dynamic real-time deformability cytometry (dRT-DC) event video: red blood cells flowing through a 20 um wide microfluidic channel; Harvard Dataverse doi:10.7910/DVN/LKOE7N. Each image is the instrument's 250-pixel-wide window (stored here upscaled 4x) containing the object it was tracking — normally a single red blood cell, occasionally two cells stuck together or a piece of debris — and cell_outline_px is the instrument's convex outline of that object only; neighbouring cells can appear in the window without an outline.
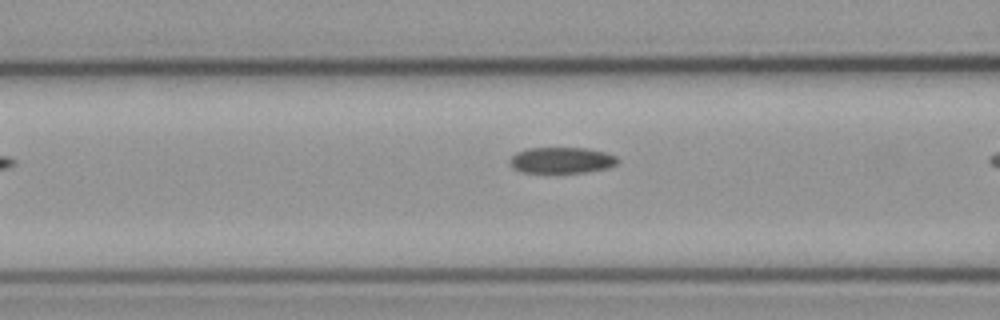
{"species": "common noctule bat (a hibernating species)", "species_latin": "Nyctalus noctula", "temperature_condition": "cold", "stored_images_in_passage": 8, "camera_frame_rate_fps": 3000, "um_per_image_px": 0.085, "animal": {"sex": "male", "body_mass_g": 23.1, "forearm_length_mm": 52.7}, "frame": {"image": 1, "passage_image": 7, "time_ms": 2.0, "image_size_px": [1000, 320], "cell_outline_px": [[620, 160], [616, 164], [608, 168], [584, 172], [520, 172], [512, 168], [508, 160], [516, 152], [528, 148], [588, 148], [604, 152], [616, 156]], "centroid_in_image_um": [47.72, 13.61], "position_along_channel_um": 118.9, "area_um2": 16.42}}